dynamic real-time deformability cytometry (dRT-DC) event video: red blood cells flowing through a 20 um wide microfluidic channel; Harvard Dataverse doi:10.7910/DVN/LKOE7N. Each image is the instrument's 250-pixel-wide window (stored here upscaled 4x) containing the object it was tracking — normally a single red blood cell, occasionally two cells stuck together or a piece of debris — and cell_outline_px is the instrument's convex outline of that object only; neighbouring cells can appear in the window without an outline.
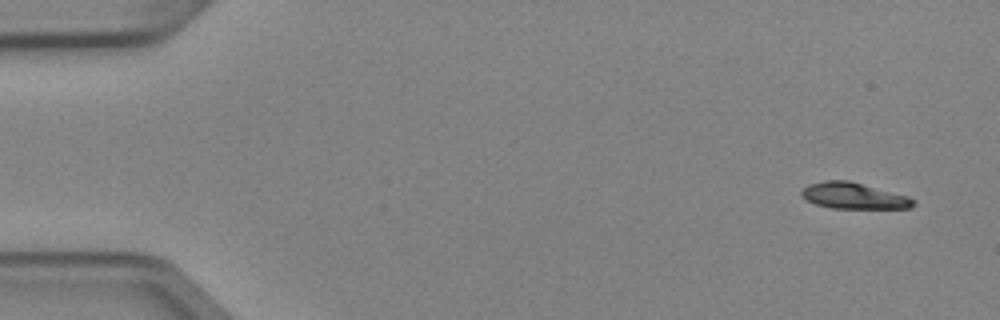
{"species": "Egyptian fruit bat (a non-hibernating species)", "species_latin": "Rousettus aegyptiacus", "temperature_condition": "cold", "stored_images_in_passage": 6, "camera_frame_rate_fps": 3000, "um_per_image_px": 0.085, "animal": {"sex": "female"}, "frame": {"image": 1, "passage_image": 1, "time_ms": 0.0, "image_size_px": [1000, 320], "cell_outline_px": [[916, 204], [912, 208], [832, 208], [816, 204], [808, 200], [800, 192], [808, 184], [824, 180], [848, 180], [908, 196], [916, 200]], "centroid_in_image_um": [72.6, 16.64], "position_along_channel_um": 12.4, "area_um2": 16.94}}
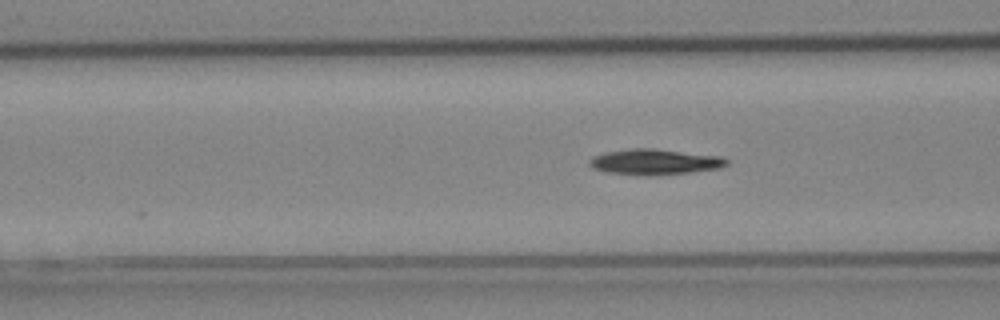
{"frame": {"image": 2, "passage_image": 5, "time_ms": 1.333, "image_size_px": [1000, 320], "cell_outline_px": [[728, 164], [720, 168], [688, 172], [608, 172], [592, 168], [588, 164], [588, 160], [592, 156], [604, 152], [632, 148], [656, 148], [724, 156], [728, 160]], "centroid_in_image_um": [55.69, 13.68], "position_along_channel_um": 110.9, "area_um2": 19.59}}
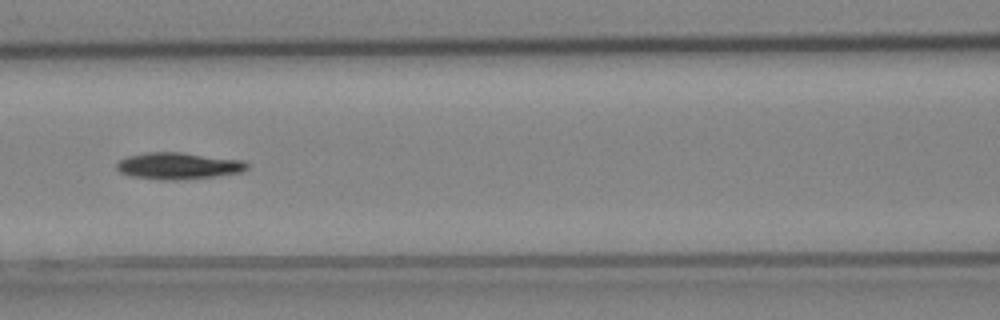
{"frame": {"image": 3, "passage_image": 6, "time_ms": 1.667, "image_size_px": [1000, 320], "cell_outline_px": [[248, 168], [240, 172], [216, 176], [176, 180], [160, 180], [132, 176], [120, 172], [116, 168], [116, 164], [120, 160], [128, 156], [148, 152], [180, 152], [244, 160], [248, 164]], "centroid_in_image_um": [15.16, 14.09], "position_along_channel_um": 151.4, "area_um2": 20.23}}